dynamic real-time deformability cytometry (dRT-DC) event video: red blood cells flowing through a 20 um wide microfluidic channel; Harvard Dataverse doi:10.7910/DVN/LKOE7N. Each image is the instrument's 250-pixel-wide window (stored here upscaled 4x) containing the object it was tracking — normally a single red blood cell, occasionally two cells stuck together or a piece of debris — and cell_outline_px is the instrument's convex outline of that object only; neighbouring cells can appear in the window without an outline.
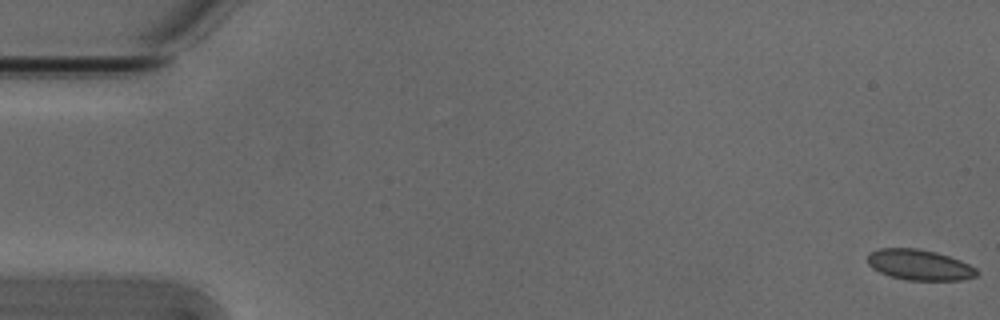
{"species": "Egyptian fruit bat (a non-hibernating species)", "species_latin": "Rousettus aegyptiacus", "temperature_condition": "cold", "stored_images_in_passage": 54, "camera_frame_rate_fps": 3000, "um_per_image_px": 0.085, "animal": {"sex": "male"}, "frame": {"image": 1, "passage_image": 1, "time_ms": 0.0, "image_size_px": [1000, 320], "cell_outline_px": [[980, 272], [976, 276], [960, 280], [908, 280], [888, 276], [872, 268], [868, 264], [868, 252], [880, 248], [916, 248], [936, 252], [960, 260], [976, 268]], "centroid_in_image_um": [78.13, 22.51], "position_along_channel_um": 6.9, "area_um2": 19.54}}
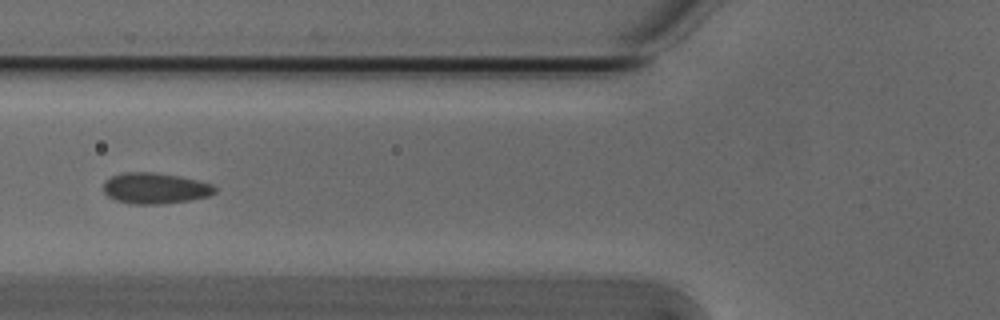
{"frame": {"image": 2, "passage_image": 21, "time_ms": 6.667, "image_size_px": [1000, 320], "cell_outline_px": [[216, 192], [208, 196], [192, 200], [160, 204], [132, 204], [116, 200], [108, 196], [104, 192], [104, 180], [112, 176], [124, 172], [152, 172], [180, 176], [212, 184], [216, 188]], "centroid_in_image_um": [13.18, 16.0], "position_along_channel_um": 112.6, "area_um2": 20.11}}
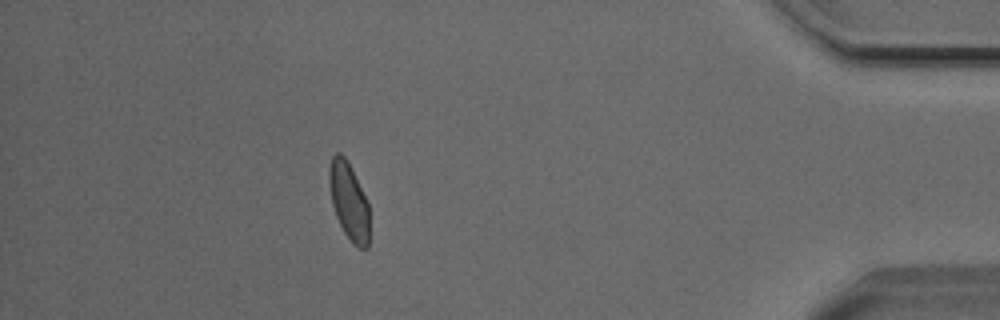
{"frame": {"image": 3, "passage_image": 48, "time_ms": 15.667, "image_size_px": [1000, 320], "cell_outline_px": [[368, 248], [356, 248], [352, 244], [344, 232], [336, 216], [332, 204], [328, 184], [328, 168], [332, 156], [336, 152], [340, 152], [348, 160], [368, 200]], "centroid_in_image_um": [29.64, 17.06], "position_along_channel_um": 405.6, "area_um2": 18.44}, "authors_computed_cell_mechanics": {"area_um2": 19.4208, "velocity_mm_per_s": 3.8288, "shape_relaxation_time_tau1_ms": 4.8, "shape_relaxation_time_tau2_ms": 1.0327, "deformation_change_tau1": 0.0972, "deformation_change_tau2": 0.0435}}